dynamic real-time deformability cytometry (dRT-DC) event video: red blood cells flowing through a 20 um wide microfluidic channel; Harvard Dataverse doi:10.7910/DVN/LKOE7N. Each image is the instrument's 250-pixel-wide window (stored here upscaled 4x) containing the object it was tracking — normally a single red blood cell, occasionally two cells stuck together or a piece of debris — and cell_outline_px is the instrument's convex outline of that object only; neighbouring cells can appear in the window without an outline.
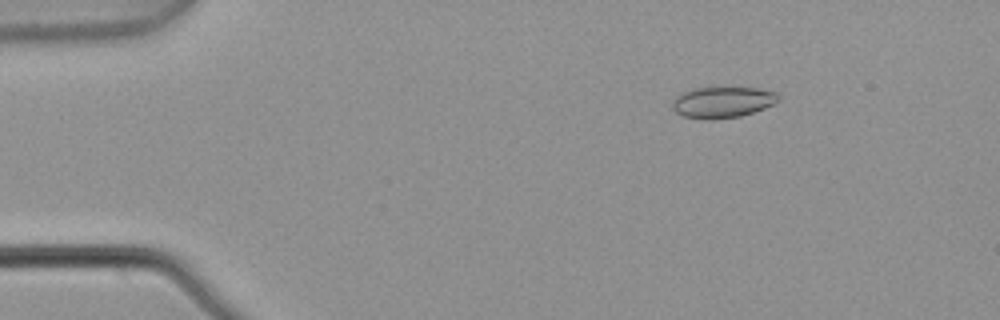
{"species": "common noctule bat (a hibernating species)", "species_latin": "Nyctalus noctula", "temperature_condition": "warm", "stored_images_in_passage": 5, "camera_frame_rate_fps": 3000, "um_per_image_px": 0.085, "animal": {"sex": "male", "body_mass_g": 21.5, "forearm_length_mm": 52.0}, "frame": {"image": 1, "passage_image": 3, "time_ms": 0.667, "image_size_px": [1000, 320], "cell_outline_px": [[780, 100], [764, 108], [740, 116], [712, 120], [704, 120], [684, 116], [676, 112], [672, 108], [672, 100], [676, 96], [684, 92], [696, 88], [756, 88], [776, 92], [780, 96]], "centroid_in_image_um": [61.4, 8.7], "position_along_channel_um": 23.6, "area_um2": 19.13}}
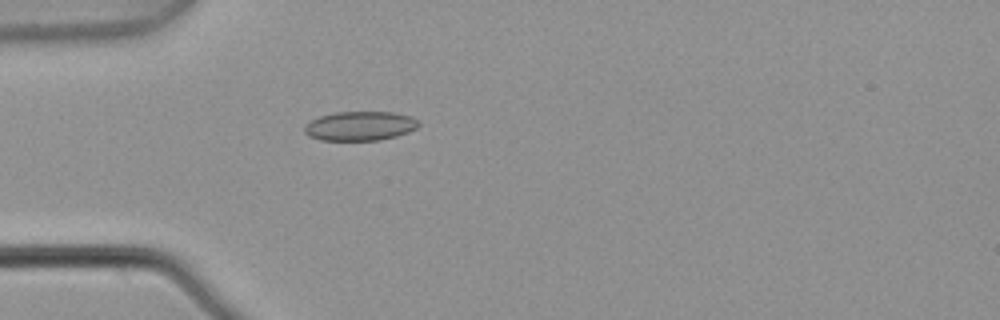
{"frame": {"image": 2, "passage_image": 5, "time_ms": 1.333, "image_size_px": [1000, 320], "cell_outline_px": [[420, 124], [416, 128], [408, 132], [396, 136], [380, 140], [320, 140], [308, 136], [304, 132], [304, 128], [312, 120], [320, 116], [336, 112], [392, 112], [408, 116], [416, 120]], "centroid_in_image_um": [30.59, 10.71], "position_along_channel_um": 54.4, "area_um2": 19.25}}